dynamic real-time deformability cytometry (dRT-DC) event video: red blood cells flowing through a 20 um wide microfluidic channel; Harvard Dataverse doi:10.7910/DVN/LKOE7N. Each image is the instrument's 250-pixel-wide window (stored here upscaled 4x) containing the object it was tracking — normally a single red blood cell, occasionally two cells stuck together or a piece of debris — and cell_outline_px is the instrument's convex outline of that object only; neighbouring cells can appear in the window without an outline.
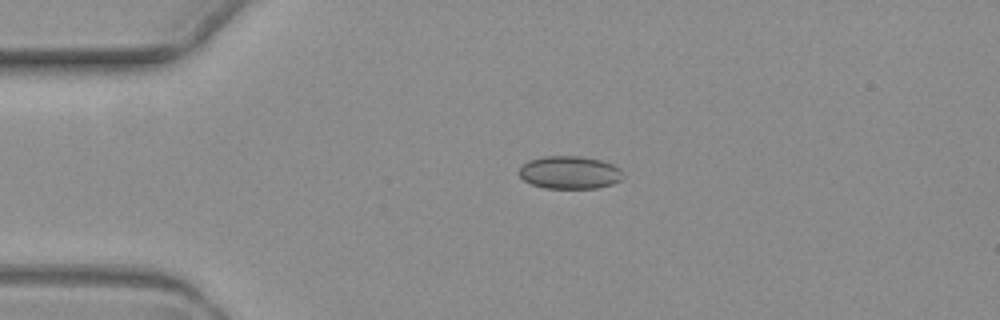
{"species": "common noctule bat (a hibernating species)", "species_latin": "Nyctalus noctula", "temperature_condition": "warm", "stored_images_in_passage": 2, "camera_frame_rate_fps": 3000, "um_per_image_px": 0.085, "animal": {"sex": "female", "body_mass_g": 19.3, "forearm_length_mm": 54.1}, "frame": {"image": 1, "passage_image": 1, "time_ms": 0.0, "image_size_px": [1000, 320], "cell_outline_px": [[624, 176], [620, 180], [612, 184], [596, 188], [544, 188], [532, 184], [524, 180], [520, 176], [520, 168], [528, 160], [544, 156], [580, 156], [600, 160], [612, 164], [620, 168]], "centroid_in_image_um": [48.43, 14.66], "position_along_channel_um": 36.6, "area_um2": 19.83}}